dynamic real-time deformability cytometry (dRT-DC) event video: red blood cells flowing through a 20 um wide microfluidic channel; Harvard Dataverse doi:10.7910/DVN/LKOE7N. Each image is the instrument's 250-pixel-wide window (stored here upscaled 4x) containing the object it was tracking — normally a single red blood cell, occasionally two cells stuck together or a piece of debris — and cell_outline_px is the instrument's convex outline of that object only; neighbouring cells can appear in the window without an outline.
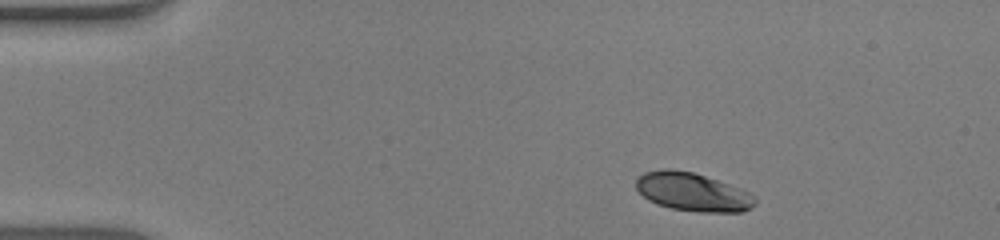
{"species": "human", "species_latin": "Homo sapiens", "temperature_condition": "warm", "stored_images_in_passage": 45, "camera_frame_rate_fps": 3000, "um_per_image_px": 0.085, "donor": {"sex": "male"}, "frame": {"image": 1, "passage_image": 1, "time_ms": 0.0, "image_size_px": [1000, 240], "cell_outline_px": [[756, 204], [752, 208], [740, 212], [696, 212], [672, 208], [656, 204], [648, 200], [636, 188], [636, 180], [644, 172], [660, 168], [672, 168], [692, 172], [740, 188], [756, 196]], "centroid_in_image_um": [58.87, 16.32], "position_along_channel_um": 26.1, "area_um2": 26.7}}
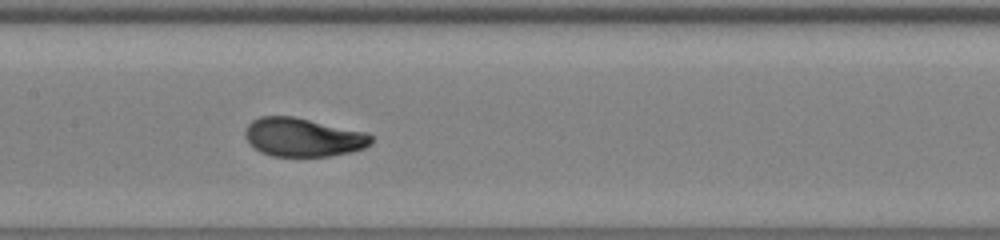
{"frame": {"image": 2, "passage_image": 19, "time_ms": 6.0, "image_size_px": [1000, 240], "cell_outline_px": [[372, 144], [364, 148], [352, 152], [328, 156], [272, 156], [260, 152], [244, 136], [244, 132], [248, 124], [252, 120], [260, 116], [292, 116], [368, 132], [372, 136]], "centroid_in_image_um": [25.78, 11.66], "position_along_channel_um": 181.6, "area_um2": 28.44}}
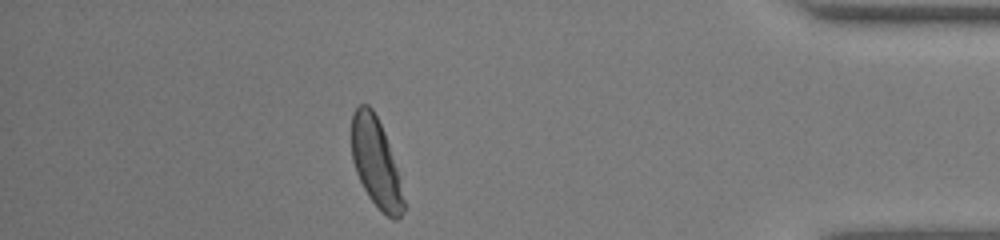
{"frame": {"image": 3, "passage_image": 39, "time_ms": 12.667, "image_size_px": [1000, 240], "cell_outline_px": [[404, 212], [396, 220], [392, 220], [368, 196], [356, 172], [352, 160], [352, 116], [356, 108], [360, 104], [368, 104], [372, 108], [384, 132], [396, 168], [404, 200]], "centroid_in_image_um": [31.93, 13.82], "position_along_channel_um": 403.3, "area_um2": 26.24}, "authors_computed_cell_mechanics": {"area_um2": 28.3798, "velocity_mm_per_s": 3.9356, "shape_relaxation_time_tau1_ms": 3.1564, "shape_relaxation_time_tau2_ms": null, "deformation_change_tau1": 0.1888, "deformation_change_tau2": null}}